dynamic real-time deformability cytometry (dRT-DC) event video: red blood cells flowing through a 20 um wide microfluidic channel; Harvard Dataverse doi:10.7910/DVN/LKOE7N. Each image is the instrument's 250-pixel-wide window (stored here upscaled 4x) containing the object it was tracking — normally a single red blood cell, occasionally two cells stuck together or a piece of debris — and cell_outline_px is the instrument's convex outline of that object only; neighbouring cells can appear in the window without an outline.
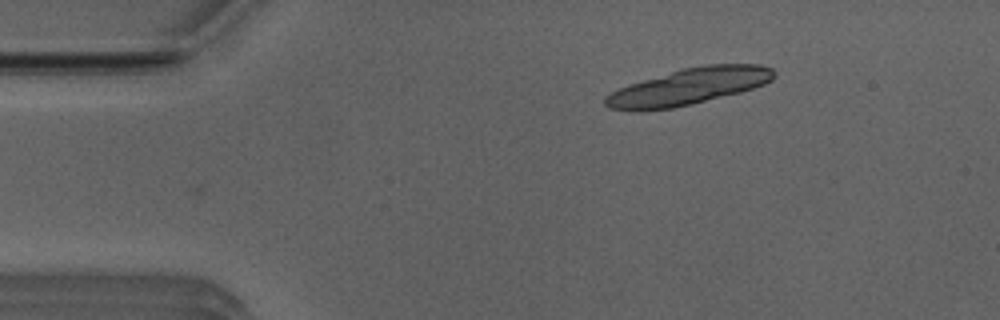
{"species": "Egyptian fruit bat (a non-hibernating species)", "species_latin": "Rousettus aegyptiacus", "temperature_condition": "room temperature", "stored_images_in_passage": 4, "camera_frame_rate_fps": 3000, "um_per_image_px": 0.085, "animal": {"sex": "male"}, "frame": {"image": 1, "passage_image": 4, "time_ms": 1.0, "image_size_px": [1000, 320], "cell_outline_px": [[776, 76], [772, 80], [764, 84], [740, 92], [692, 104], [672, 108], [608, 108], [604, 104], [604, 96], [628, 84], [684, 68], [704, 64], [760, 64], [772, 68], [776, 72]], "centroid_in_image_um": [58.64, 7.31], "position_along_channel_um": 26.4, "area_um2": 35.03}}